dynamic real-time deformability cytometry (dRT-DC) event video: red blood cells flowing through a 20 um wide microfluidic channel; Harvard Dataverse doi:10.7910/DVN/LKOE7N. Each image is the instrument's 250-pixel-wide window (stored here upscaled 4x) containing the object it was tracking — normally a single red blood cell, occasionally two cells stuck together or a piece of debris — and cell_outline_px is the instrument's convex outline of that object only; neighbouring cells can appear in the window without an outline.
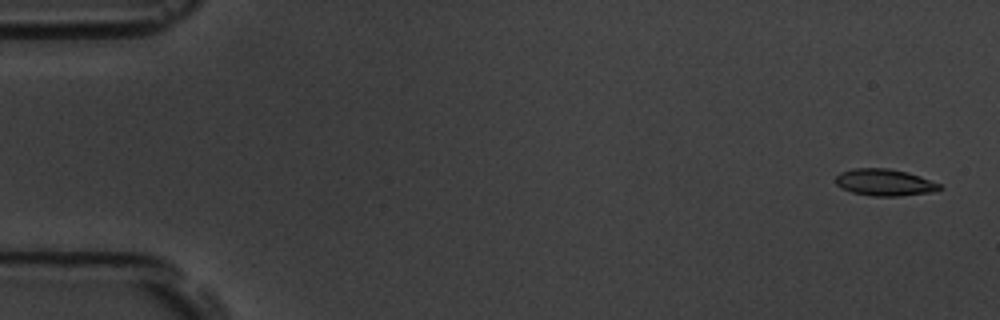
{"species": "common noctule bat (a hibernating species)", "species_latin": "Nyctalus noctula", "temperature_condition": "room temperature", "stored_images_in_passage": 5, "camera_frame_rate_fps": 3000, "um_per_image_px": 0.085, "animal": {"sex": "male", "body_mass_g": 19.5, "forearm_length_mm": 54.6}, "frame": {"image": 1, "passage_image": 1, "time_ms": 0.0, "image_size_px": [1000, 320], "cell_outline_px": [[944, 188], [932, 192], [900, 196], [872, 196], [852, 192], [840, 188], [836, 184], [836, 176], [840, 172], [852, 168], [888, 168], [908, 172], [920, 176], [940, 184]], "centroid_in_image_um": [75.18, 15.5], "position_along_channel_um": 9.8, "area_um2": 16.36}}
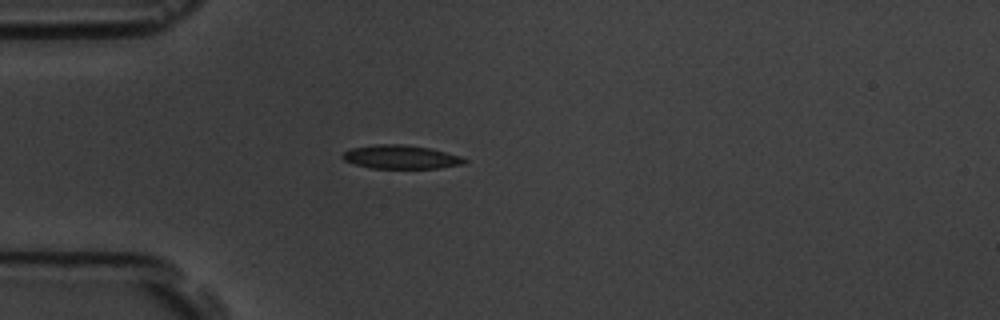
{"frame": {"image": 2, "passage_image": 5, "time_ms": 4.667, "image_size_px": [1000, 320], "cell_outline_px": [[468, 160], [464, 164], [440, 168], [372, 168], [356, 164], [344, 160], [340, 156], [344, 152], [352, 148], [376, 144], [400, 144], [428, 148], [460, 156]], "centroid_in_image_um": [34.07, 13.35], "position_along_channel_um": 50.9, "area_um2": 16.59}}